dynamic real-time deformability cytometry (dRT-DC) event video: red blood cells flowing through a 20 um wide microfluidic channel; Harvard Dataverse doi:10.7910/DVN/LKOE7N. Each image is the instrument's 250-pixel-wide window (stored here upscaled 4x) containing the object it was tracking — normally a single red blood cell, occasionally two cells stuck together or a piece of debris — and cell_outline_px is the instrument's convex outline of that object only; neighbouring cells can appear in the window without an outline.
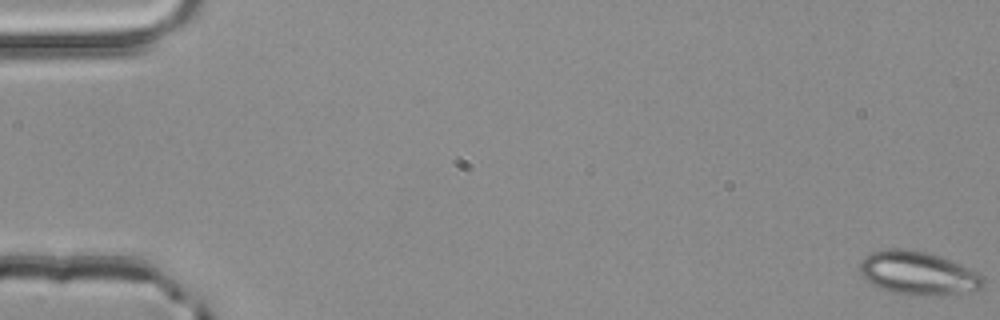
{"species": "common noctule bat (a hibernating species)", "species_latin": "Nyctalus noctula", "temperature_condition": "room temperature", "stored_images_in_passage": 13, "camera_frame_rate_fps": 3000, "um_per_image_px": 0.085, "animal": {"sex": "male", "body_mass_g": 20.4}, "frame": {"image": 1, "passage_image": 1, "time_ms": 0.0, "image_size_px": [1000, 320], "cell_outline_px": [[984, 288], [972, 292], [928, 296], [908, 296], [892, 292], [880, 288], [864, 280], [860, 272], [860, 260], [872, 252], [888, 248], [904, 248], [932, 252], [980, 272], [984, 276]], "centroid_in_image_um": [78.08, 23.22], "position_along_channel_um": 6.9, "area_um2": 32.19}}